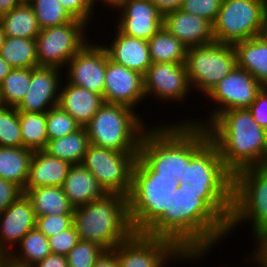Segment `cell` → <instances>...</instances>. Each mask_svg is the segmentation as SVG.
<instances>
[{"label":"cell","instance_id":"obj_1","mask_svg":"<svg viewBox=\"0 0 267 267\" xmlns=\"http://www.w3.org/2000/svg\"><path fill=\"white\" fill-rule=\"evenodd\" d=\"M232 207L233 189H196L179 183L168 210L143 233L171 240L193 264L228 236Z\"/></svg>","mask_w":267,"mask_h":267},{"label":"cell","instance_id":"obj_2","mask_svg":"<svg viewBox=\"0 0 267 267\" xmlns=\"http://www.w3.org/2000/svg\"><path fill=\"white\" fill-rule=\"evenodd\" d=\"M205 127L191 123H159L149 127L138 156L156 173L185 183L186 164L210 141Z\"/></svg>","mask_w":267,"mask_h":267},{"label":"cell","instance_id":"obj_3","mask_svg":"<svg viewBox=\"0 0 267 267\" xmlns=\"http://www.w3.org/2000/svg\"><path fill=\"white\" fill-rule=\"evenodd\" d=\"M206 129L224 166L233 175L247 167L261 165L267 146V130L256 123L248 109L224 111Z\"/></svg>","mask_w":267,"mask_h":267},{"label":"cell","instance_id":"obj_4","mask_svg":"<svg viewBox=\"0 0 267 267\" xmlns=\"http://www.w3.org/2000/svg\"><path fill=\"white\" fill-rule=\"evenodd\" d=\"M73 225L79 240L95 242L113 250L132 233L127 197L106 194L102 199L74 208Z\"/></svg>","mask_w":267,"mask_h":267},{"label":"cell","instance_id":"obj_5","mask_svg":"<svg viewBox=\"0 0 267 267\" xmlns=\"http://www.w3.org/2000/svg\"><path fill=\"white\" fill-rule=\"evenodd\" d=\"M179 188L175 177L154 172L137 156L127 197L133 233H143L165 210Z\"/></svg>","mask_w":267,"mask_h":267},{"label":"cell","instance_id":"obj_6","mask_svg":"<svg viewBox=\"0 0 267 267\" xmlns=\"http://www.w3.org/2000/svg\"><path fill=\"white\" fill-rule=\"evenodd\" d=\"M247 221L252 227L251 237L257 241L256 248H267V169L261 166L247 167L233 175L228 235Z\"/></svg>","mask_w":267,"mask_h":267},{"label":"cell","instance_id":"obj_7","mask_svg":"<svg viewBox=\"0 0 267 267\" xmlns=\"http://www.w3.org/2000/svg\"><path fill=\"white\" fill-rule=\"evenodd\" d=\"M136 111L128 106L104 103L84 126L90 144L118 152H138L149 125Z\"/></svg>","mask_w":267,"mask_h":267},{"label":"cell","instance_id":"obj_8","mask_svg":"<svg viewBox=\"0 0 267 267\" xmlns=\"http://www.w3.org/2000/svg\"><path fill=\"white\" fill-rule=\"evenodd\" d=\"M267 27V11L260 0H223L213 24L215 42L234 45L260 36Z\"/></svg>","mask_w":267,"mask_h":267},{"label":"cell","instance_id":"obj_9","mask_svg":"<svg viewBox=\"0 0 267 267\" xmlns=\"http://www.w3.org/2000/svg\"><path fill=\"white\" fill-rule=\"evenodd\" d=\"M185 65L191 92L205 97L237 65L235 48L215 41L187 48Z\"/></svg>","mask_w":267,"mask_h":267},{"label":"cell","instance_id":"obj_10","mask_svg":"<svg viewBox=\"0 0 267 267\" xmlns=\"http://www.w3.org/2000/svg\"><path fill=\"white\" fill-rule=\"evenodd\" d=\"M138 152H118L90 144L81 165L90 171L107 194L128 197Z\"/></svg>","mask_w":267,"mask_h":267},{"label":"cell","instance_id":"obj_11","mask_svg":"<svg viewBox=\"0 0 267 267\" xmlns=\"http://www.w3.org/2000/svg\"><path fill=\"white\" fill-rule=\"evenodd\" d=\"M86 26L89 25L73 19L68 23L42 29L35 39L38 65L65 69L66 64L91 41Z\"/></svg>","mask_w":267,"mask_h":267},{"label":"cell","instance_id":"obj_12","mask_svg":"<svg viewBox=\"0 0 267 267\" xmlns=\"http://www.w3.org/2000/svg\"><path fill=\"white\" fill-rule=\"evenodd\" d=\"M119 267H166L188 256L171 240L132 233L113 250Z\"/></svg>","mask_w":267,"mask_h":267},{"label":"cell","instance_id":"obj_13","mask_svg":"<svg viewBox=\"0 0 267 267\" xmlns=\"http://www.w3.org/2000/svg\"><path fill=\"white\" fill-rule=\"evenodd\" d=\"M262 85L246 70L237 65L232 71L206 95V98L215 103V109L204 119H180L174 123H191L197 126L207 127L220 113L233 109H248L254 102ZM209 118V119H208ZM192 119V120H191ZM203 122V123H202Z\"/></svg>","mask_w":267,"mask_h":267},{"label":"cell","instance_id":"obj_14","mask_svg":"<svg viewBox=\"0 0 267 267\" xmlns=\"http://www.w3.org/2000/svg\"><path fill=\"white\" fill-rule=\"evenodd\" d=\"M143 79L146 99L151 96L162 103H184L192 90L185 64L152 63Z\"/></svg>","mask_w":267,"mask_h":267},{"label":"cell","instance_id":"obj_15","mask_svg":"<svg viewBox=\"0 0 267 267\" xmlns=\"http://www.w3.org/2000/svg\"><path fill=\"white\" fill-rule=\"evenodd\" d=\"M91 40L67 64V83L104 94L107 51Z\"/></svg>","mask_w":267,"mask_h":267},{"label":"cell","instance_id":"obj_16","mask_svg":"<svg viewBox=\"0 0 267 267\" xmlns=\"http://www.w3.org/2000/svg\"><path fill=\"white\" fill-rule=\"evenodd\" d=\"M185 183L196 189H233V174L211 140L186 164Z\"/></svg>","mask_w":267,"mask_h":267},{"label":"cell","instance_id":"obj_17","mask_svg":"<svg viewBox=\"0 0 267 267\" xmlns=\"http://www.w3.org/2000/svg\"><path fill=\"white\" fill-rule=\"evenodd\" d=\"M112 9L120 14L114 24L125 35L149 40L163 28V14L151 0H121Z\"/></svg>","mask_w":267,"mask_h":267},{"label":"cell","instance_id":"obj_18","mask_svg":"<svg viewBox=\"0 0 267 267\" xmlns=\"http://www.w3.org/2000/svg\"><path fill=\"white\" fill-rule=\"evenodd\" d=\"M103 99L105 103L120 104L133 110L136 109L138 103L146 99L143 75L114 63L107 53Z\"/></svg>","mask_w":267,"mask_h":267},{"label":"cell","instance_id":"obj_19","mask_svg":"<svg viewBox=\"0 0 267 267\" xmlns=\"http://www.w3.org/2000/svg\"><path fill=\"white\" fill-rule=\"evenodd\" d=\"M62 70L57 67L38 66L31 68L29 90L16 107L24 112H47L58 105ZM61 71V72H60Z\"/></svg>","mask_w":267,"mask_h":267},{"label":"cell","instance_id":"obj_20","mask_svg":"<svg viewBox=\"0 0 267 267\" xmlns=\"http://www.w3.org/2000/svg\"><path fill=\"white\" fill-rule=\"evenodd\" d=\"M36 218L32 202L25 193L21 194L0 214V253L8 256L23 237L36 227Z\"/></svg>","mask_w":267,"mask_h":267},{"label":"cell","instance_id":"obj_21","mask_svg":"<svg viewBox=\"0 0 267 267\" xmlns=\"http://www.w3.org/2000/svg\"><path fill=\"white\" fill-rule=\"evenodd\" d=\"M163 28L180 40L186 48L215 41L213 24L205 18L176 9L163 15Z\"/></svg>","mask_w":267,"mask_h":267},{"label":"cell","instance_id":"obj_22","mask_svg":"<svg viewBox=\"0 0 267 267\" xmlns=\"http://www.w3.org/2000/svg\"><path fill=\"white\" fill-rule=\"evenodd\" d=\"M115 30L111 44L103 45L109 59L144 75L152 64L148 40L125 35L117 28Z\"/></svg>","mask_w":267,"mask_h":267},{"label":"cell","instance_id":"obj_23","mask_svg":"<svg viewBox=\"0 0 267 267\" xmlns=\"http://www.w3.org/2000/svg\"><path fill=\"white\" fill-rule=\"evenodd\" d=\"M65 86H64V85ZM58 105L84 127L105 103L103 96L62 81Z\"/></svg>","mask_w":267,"mask_h":267},{"label":"cell","instance_id":"obj_24","mask_svg":"<svg viewBox=\"0 0 267 267\" xmlns=\"http://www.w3.org/2000/svg\"><path fill=\"white\" fill-rule=\"evenodd\" d=\"M71 166L69 162L50 156L44 150L34 151L25 189L43 186L62 187Z\"/></svg>","mask_w":267,"mask_h":267},{"label":"cell","instance_id":"obj_25","mask_svg":"<svg viewBox=\"0 0 267 267\" xmlns=\"http://www.w3.org/2000/svg\"><path fill=\"white\" fill-rule=\"evenodd\" d=\"M62 189L74 208L102 199L107 194L95 176L81 164L70 167Z\"/></svg>","mask_w":267,"mask_h":267},{"label":"cell","instance_id":"obj_26","mask_svg":"<svg viewBox=\"0 0 267 267\" xmlns=\"http://www.w3.org/2000/svg\"><path fill=\"white\" fill-rule=\"evenodd\" d=\"M236 62L267 87V40L262 36L235 43Z\"/></svg>","mask_w":267,"mask_h":267},{"label":"cell","instance_id":"obj_27","mask_svg":"<svg viewBox=\"0 0 267 267\" xmlns=\"http://www.w3.org/2000/svg\"><path fill=\"white\" fill-rule=\"evenodd\" d=\"M17 246L7 256V267H32L52 253L48 238L36 227Z\"/></svg>","mask_w":267,"mask_h":267},{"label":"cell","instance_id":"obj_28","mask_svg":"<svg viewBox=\"0 0 267 267\" xmlns=\"http://www.w3.org/2000/svg\"><path fill=\"white\" fill-rule=\"evenodd\" d=\"M23 193L32 202L36 216L73 214L74 206L69 202L62 187L43 186L24 189Z\"/></svg>","mask_w":267,"mask_h":267},{"label":"cell","instance_id":"obj_29","mask_svg":"<svg viewBox=\"0 0 267 267\" xmlns=\"http://www.w3.org/2000/svg\"><path fill=\"white\" fill-rule=\"evenodd\" d=\"M33 153L25 147L0 146V178L14 182L24 190Z\"/></svg>","mask_w":267,"mask_h":267},{"label":"cell","instance_id":"obj_30","mask_svg":"<svg viewBox=\"0 0 267 267\" xmlns=\"http://www.w3.org/2000/svg\"><path fill=\"white\" fill-rule=\"evenodd\" d=\"M0 22L6 36L10 37L35 40L41 31L33 7L27 0L0 16Z\"/></svg>","mask_w":267,"mask_h":267},{"label":"cell","instance_id":"obj_31","mask_svg":"<svg viewBox=\"0 0 267 267\" xmlns=\"http://www.w3.org/2000/svg\"><path fill=\"white\" fill-rule=\"evenodd\" d=\"M89 137L85 127L58 139L48 140L44 149L50 156L69 162L71 165L81 164L88 146Z\"/></svg>","mask_w":267,"mask_h":267},{"label":"cell","instance_id":"obj_32","mask_svg":"<svg viewBox=\"0 0 267 267\" xmlns=\"http://www.w3.org/2000/svg\"><path fill=\"white\" fill-rule=\"evenodd\" d=\"M152 63L185 64V45L166 29H160L148 40Z\"/></svg>","mask_w":267,"mask_h":267},{"label":"cell","instance_id":"obj_33","mask_svg":"<svg viewBox=\"0 0 267 267\" xmlns=\"http://www.w3.org/2000/svg\"><path fill=\"white\" fill-rule=\"evenodd\" d=\"M0 56L13 68L38 67L36 40L6 36Z\"/></svg>","mask_w":267,"mask_h":267},{"label":"cell","instance_id":"obj_34","mask_svg":"<svg viewBox=\"0 0 267 267\" xmlns=\"http://www.w3.org/2000/svg\"><path fill=\"white\" fill-rule=\"evenodd\" d=\"M23 147L44 150L48 143L46 112L19 111Z\"/></svg>","mask_w":267,"mask_h":267},{"label":"cell","instance_id":"obj_35","mask_svg":"<svg viewBox=\"0 0 267 267\" xmlns=\"http://www.w3.org/2000/svg\"><path fill=\"white\" fill-rule=\"evenodd\" d=\"M31 69H12L0 84L3 106L17 107L29 90Z\"/></svg>","mask_w":267,"mask_h":267},{"label":"cell","instance_id":"obj_36","mask_svg":"<svg viewBox=\"0 0 267 267\" xmlns=\"http://www.w3.org/2000/svg\"><path fill=\"white\" fill-rule=\"evenodd\" d=\"M27 2L33 7L41 30L68 23L74 19L58 0H27Z\"/></svg>","mask_w":267,"mask_h":267},{"label":"cell","instance_id":"obj_37","mask_svg":"<svg viewBox=\"0 0 267 267\" xmlns=\"http://www.w3.org/2000/svg\"><path fill=\"white\" fill-rule=\"evenodd\" d=\"M0 146L23 147L19 111L14 106H0Z\"/></svg>","mask_w":267,"mask_h":267},{"label":"cell","instance_id":"obj_38","mask_svg":"<svg viewBox=\"0 0 267 267\" xmlns=\"http://www.w3.org/2000/svg\"><path fill=\"white\" fill-rule=\"evenodd\" d=\"M48 140L74 133L82 126L59 105L46 112Z\"/></svg>","mask_w":267,"mask_h":267},{"label":"cell","instance_id":"obj_39","mask_svg":"<svg viewBox=\"0 0 267 267\" xmlns=\"http://www.w3.org/2000/svg\"><path fill=\"white\" fill-rule=\"evenodd\" d=\"M105 251L95 242L79 240L77 245L66 255L69 267H94L96 260Z\"/></svg>","mask_w":267,"mask_h":267},{"label":"cell","instance_id":"obj_40","mask_svg":"<svg viewBox=\"0 0 267 267\" xmlns=\"http://www.w3.org/2000/svg\"><path fill=\"white\" fill-rule=\"evenodd\" d=\"M223 0H184L182 9L184 12L202 17L215 23Z\"/></svg>","mask_w":267,"mask_h":267},{"label":"cell","instance_id":"obj_41","mask_svg":"<svg viewBox=\"0 0 267 267\" xmlns=\"http://www.w3.org/2000/svg\"><path fill=\"white\" fill-rule=\"evenodd\" d=\"M73 224V214L37 216L36 228L47 238L68 229Z\"/></svg>","mask_w":267,"mask_h":267},{"label":"cell","instance_id":"obj_42","mask_svg":"<svg viewBox=\"0 0 267 267\" xmlns=\"http://www.w3.org/2000/svg\"><path fill=\"white\" fill-rule=\"evenodd\" d=\"M53 254L67 255L79 242L75 226L72 224L68 229L48 238Z\"/></svg>","mask_w":267,"mask_h":267},{"label":"cell","instance_id":"obj_43","mask_svg":"<svg viewBox=\"0 0 267 267\" xmlns=\"http://www.w3.org/2000/svg\"><path fill=\"white\" fill-rule=\"evenodd\" d=\"M63 8L77 20L85 23L92 22V17H95L94 7L96 6L95 0H58ZM93 15V16H92Z\"/></svg>","mask_w":267,"mask_h":267},{"label":"cell","instance_id":"obj_44","mask_svg":"<svg viewBox=\"0 0 267 267\" xmlns=\"http://www.w3.org/2000/svg\"><path fill=\"white\" fill-rule=\"evenodd\" d=\"M248 110L251 112L256 123L267 130V87L263 86L257 93L254 102Z\"/></svg>","mask_w":267,"mask_h":267},{"label":"cell","instance_id":"obj_45","mask_svg":"<svg viewBox=\"0 0 267 267\" xmlns=\"http://www.w3.org/2000/svg\"><path fill=\"white\" fill-rule=\"evenodd\" d=\"M21 194L23 190L14 182L0 178V214L4 212Z\"/></svg>","mask_w":267,"mask_h":267},{"label":"cell","instance_id":"obj_46","mask_svg":"<svg viewBox=\"0 0 267 267\" xmlns=\"http://www.w3.org/2000/svg\"><path fill=\"white\" fill-rule=\"evenodd\" d=\"M32 267H69L65 255L51 253Z\"/></svg>","mask_w":267,"mask_h":267},{"label":"cell","instance_id":"obj_47","mask_svg":"<svg viewBox=\"0 0 267 267\" xmlns=\"http://www.w3.org/2000/svg\"><path fill=\"white\" fill-rule=\"evenodd\" d=\"M164 15L170 11L180 9L184 0H151Z\"/></svg>","mask_w":267,"mask_h":267},{"label":"cell","instance_id":"obj_48","mask_svg":"<svg viewBox=\"0 0 267 267\" xmlns=\"http://www.w3.org/2000/svg\"><path fill=\"white\" fill-rule=\"evenodd\" d=\"M254 248L255 250L249 254L250 256L248 257L249 259H247V261H252L251 263L256 267H267V248Z\"/></svg>","mask_w":267,"mask_h":267},{"label":"cell","instance_id":"obj_49","mask_svg":"<svg viewBox=\"0 0 267 267\" xmlns=\"http://www.w3.org/2000/svg\"><path fill=\"white\" fill-rule=\"evenodd\" d=\"M94 267H119L112 250H105L96 260Z\"/></svg>","mask_w":267,"mask_h":267},{"label":"cell","instance_id":"obj_50","mask_svg":"<svg viewBox=\"0 0 267 267\" xmlns=\"http://www.w3.org/2000/svg\"><path fill=\"white\" fill-rule=\"evenodd\" d=\"M26 0H0V16L20 6Z\"/></svg>","mask_w":267,"mask_h":267},{"label":"cell","instance_id":"obj_51","mask_svg":"<svg viewBox=\"0 0 267 267\" xmlns=\"http://www.w3.org/2000/svg\"><path fill=\"white\" fill-rule=\"evenodd\" d=\"M13 68L0 56V84Z\"/></svg>","mask_w":267,"mask_h":267},{"label":"cell","instance_id":"obj_52","mask_svg":"<svg viewBox=\"0 0 267 267\" xmlns=\"http://www.w3.org/2000/svg\"><path fill=\"white\" fill-rule=\"evenodd\" d=\"M121 0H95V3H101L104 4L105 7H110V9L114 6H116Z\"/></svg>","mask_w":267,"mask_h":267},{"label":"cell","instance_id":"obj_53","mask_svg":"<svg viewBox=\"0 0 267 267\" xmlns=\"http://www.w3.org/2000/svg\"><path fill=\"white\" fill-rule=\"evenodd\" d=\"M5 38H6V34L4 32L2 23L0 22V51H1V48L3 47V45H4Z\"/></svg>","mask_w":267,"mask_h":267},{"label":"cell","instance_id":"obj_54","mask_svg":"<svg viewBox=\"0 0 267 267\" xmlns=\"http://www.w3.org/2000/svg\"><path fill=\"white\" fill-rule=\"evenodd\" d=\"M0 267H7V256L0 253Z\"/></svg>","mask_w":267,"mask_h":267},{"label":"cell","instance_id":"obj_55","mask_svg":"<svg viewBox=\"0 0 267 267\" xmlns=\"http://www.w3.org/2000/svg\"><path fill=\"white\" fill-rule=\"evenodd\" d=\"M261 167L267 169V146H266V151H265V154H264V158L261 162Z\"/></svg>","mask_w":267,"mask_h":267},{"label":"cell","instance_id":"obj_56","mask_svg":"<svg viewBox=\"0 0 267 267\" xmlns=\"http://www.w3.org/2000/svg\"><path fill=\"white\" fill-rule=\"evenodd\" d=\"M263 3L264 8L267 11V0H260Z\"/></svg>","mask_w":267,"mask_h":267},{"label":"cell","instance_id":"obj_57","mask_svg":"<svg viewBox=\"0 0 267 267\" xmlns=\"http://www.w3.org/2000/svg\"><path fill=\"white\" fill-rule=\"evenodd\" d=\"M261 35L267 40V29Z\"/></svg>","mask_w":267,"mask_h":267},{"label":"cell","instance_id":"obj_58","mask_svg":"<svg viewBox=\"0 0 267 267\" xmlns=\"http://www.w3.org/2000/svg\"><path fill=\"white\" fill-rule=\"evenodd\" d=\"M2 105V100H1V88H0V106Z\"/></svg>","mask_w":267,"mask_h":267}]
</instances>
